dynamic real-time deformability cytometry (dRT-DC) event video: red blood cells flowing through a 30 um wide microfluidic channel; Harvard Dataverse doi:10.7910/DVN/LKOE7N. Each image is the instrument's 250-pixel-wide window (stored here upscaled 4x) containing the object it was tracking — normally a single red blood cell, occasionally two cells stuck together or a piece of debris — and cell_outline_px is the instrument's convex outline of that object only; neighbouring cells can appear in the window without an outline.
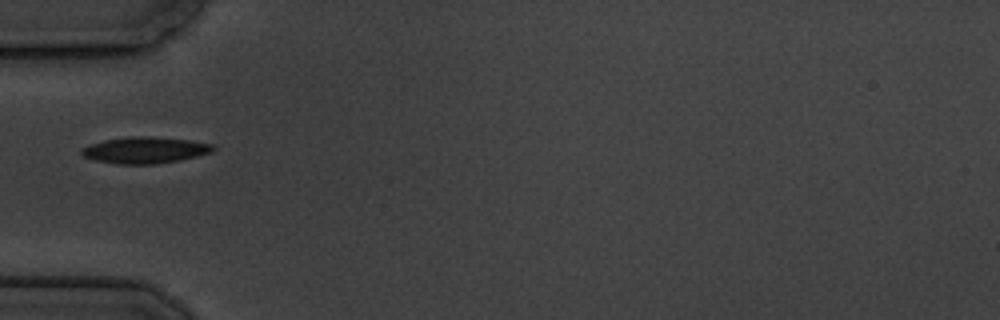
{"species": "common noctule bat (a hibernating species)", "species_latin": "Nyctalus noctula", "temperature_condition": "cold", "stored_images_in_passage": 2, "camera_frame_rate_fps": 3000, "um_per_image_px": 0.085, "animal": {"sex": "male", "body_mass_g": 19.5, "forearm_length_mm": 54.6}, "frame": {"image": 1, "passage_image": 1, "time_ms": 0.0, "image_size_px": [1000, 320], "cell_outline_px": [[216, 148], [212, 152], [180, 160], [152, 164], [116, 164], [96, 160], [84, 156], [80, 152], [80, 148], [88, 144], [104, 140], [128, 136], [148, 136], [192, 140], [216, 144]], "centroid_in_image_um": [12.34, 12.74], "position_along_channel_um": 72.7, "area_um2": 20.46}}